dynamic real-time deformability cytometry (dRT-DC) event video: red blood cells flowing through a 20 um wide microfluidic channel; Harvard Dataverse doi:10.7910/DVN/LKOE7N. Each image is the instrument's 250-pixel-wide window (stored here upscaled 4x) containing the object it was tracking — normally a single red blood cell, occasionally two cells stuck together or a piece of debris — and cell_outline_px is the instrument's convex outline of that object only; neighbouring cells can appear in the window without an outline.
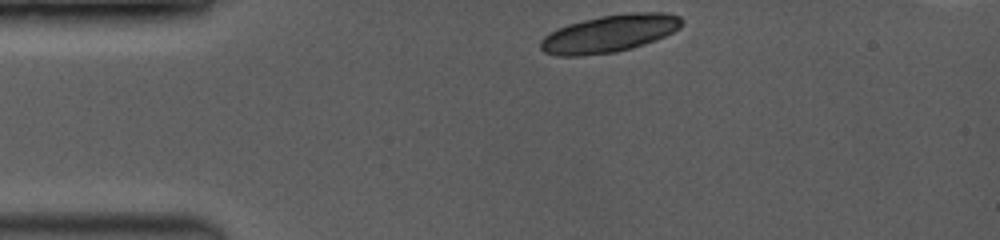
{"species": "common noctule bat (a hibernating species)", "species_latin": "Nyctalus noctula", "temperature_condition": "room temperature", "stored_images_in_passage": 6, "camera_frame_rate_fps": 3500, "um_per_image_px": 0.085, "animal": {"sex": "female", "body_mass_g": 19.0, "forearm_length_mm": 53.3}, "frame": {"image": 1, "passage_image": 1, "time_ms": 0.0, "image_size_px": [1000, 240], "cell_outline_px": [[680, 28], [656, 40], [632, 48], [616, 52], [580, 56], [556, 56], [544, 52], [540, 48], [540, 40], [544, 36], [568, 24], [600, 16], [632, 12], [664, 12], [680, 16]], "centroid_in_image_um": [51.79, 2.86], "position_along_channel_um": 33.2, "area_um2": 30.63}}